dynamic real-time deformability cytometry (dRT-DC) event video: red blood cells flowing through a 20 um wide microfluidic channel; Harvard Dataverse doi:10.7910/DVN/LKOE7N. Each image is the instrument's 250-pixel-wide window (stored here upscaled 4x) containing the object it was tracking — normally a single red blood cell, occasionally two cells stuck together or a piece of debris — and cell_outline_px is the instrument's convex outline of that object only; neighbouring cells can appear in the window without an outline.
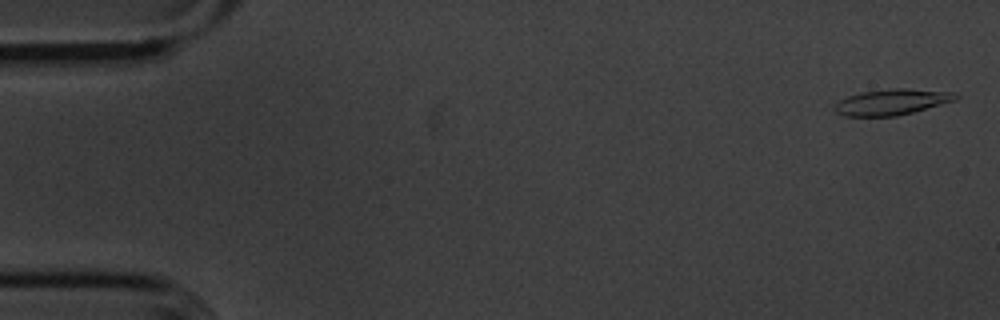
{"species": "common noctule bat (a hibernating species)", "species_latin": "Nyctalus noctula", "temperature_condition": "cold", "stored_images_in_passage": 56, "camera_frame_rate_fps": 3000, "um_per_image_px": 0.085, "animal": {"sex": "male", "body_mass_g": 20.1, "forearm_length_mm": 53.5}, "frame": {"image": 1, "passage_image": 2, "time_ms": 0.333, "image_size_px": [1000, 320], "cell_outline_px": [[960, 96], [956, 100], [912, 112], [896, 116], [844, 116], [836, 112], [836, 104], [840, 100], [848, 96], [860, 92], [892, 88], [904, 88], [956, 92]], "centroid_in_image_um": [75.84, 8.66], "position_along_channel_um": 9.2, "area_um2": 18.15}}
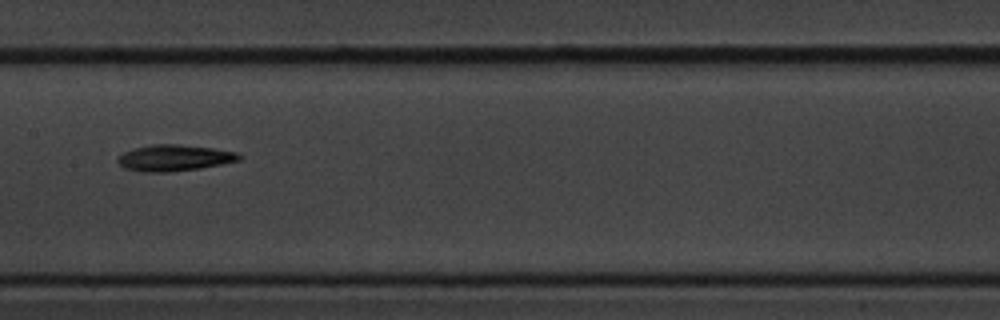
{"frame": {"image": 2, "passage_image": 28, "time_ms": 9.0, "image_size_px": [1000, 320], "cell_outline_px": [[240, 160], [200, 168], [168, 172], [144, 172], [124, 168], [116, 160], [124, 152], [136, 148], [152, 144], [180, 144], [212, 148], [236, 152], [240, 156]], "centroid_in_image_um": [14.79, 13.42], "position_along_channel_um": 192.6, "area_um2": 18.32}}
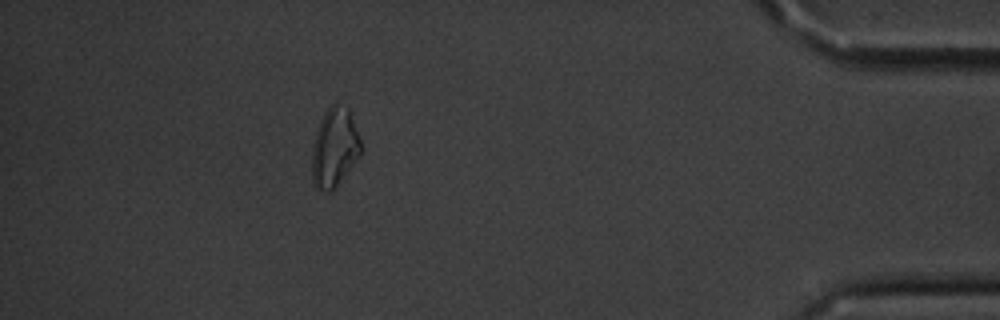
{"frame": {"image": 3, "passage_image": 50, "time_ms": 16.333, "image_size_px": [1000, 320], "cell_outline_px": [[364, 148], [360, 156], [336, 188], [328, 192], [316, 188], [312, 184], [312, 148], [316, 132], [320, 120], [324, 112], [332, 104], [336, 104], [348, 108]], "centroid_in_image_um": [28.44, 12.58], "position_along_channel_um": 406.8, "area_um2": 22.77}, "authors_computed_cell_mechanics": {"area_um2": 18.2937, "velocity_mm_per_s": 3.6039, "shape_relaxation_time_tau1_ms": 4.8607, "shape_relaxation_time_tau2_ms": null, "deformation_change_tau1": 0.148, "deformation_change_tau2": null}}